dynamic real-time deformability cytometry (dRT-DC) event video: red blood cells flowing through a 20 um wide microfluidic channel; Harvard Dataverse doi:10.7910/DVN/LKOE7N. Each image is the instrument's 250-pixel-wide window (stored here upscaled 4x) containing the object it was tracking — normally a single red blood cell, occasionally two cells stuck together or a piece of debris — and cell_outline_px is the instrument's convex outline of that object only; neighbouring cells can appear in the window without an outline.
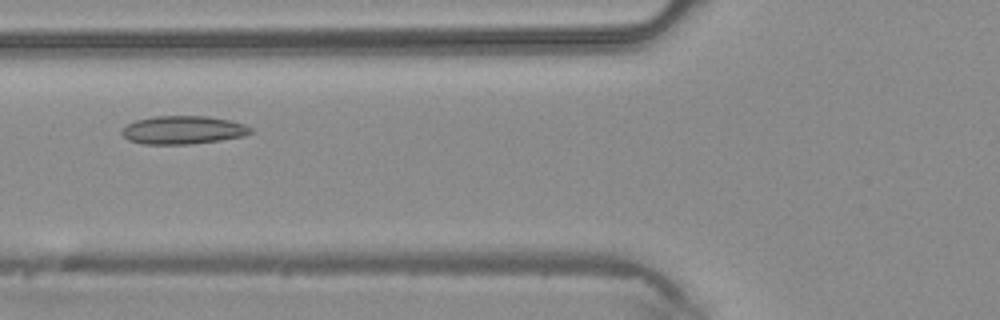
{"species": "common noctule bat (a hibernating species)", "species_latin": "Nyctalus noctula", "temperature_condition": "warm", "stored_images_in_passage": 33, "camera_frame_rate_fps": 3000, "um_per_image_px": 0.085, "animal": {"sex": "male", "body_mass_g": 20.4}, "frame": {"image": 1, "passage_image": 6, "time_ms": 1.667, "image_size_px": [1000, 320], "cell_outline_px": [[252, 132], [244, 136], [220, 140], [188, 144], [144, 144], [128, 140], [120, 132], [128, 124], [136, 120], [156, 116], [208, 116], [232, 120], [244, 124], [252, 128]], "centroid_in_image_um": [15.58, 11.04], "position_along_channel_um": 110.2, "area_um2": 21.15}}
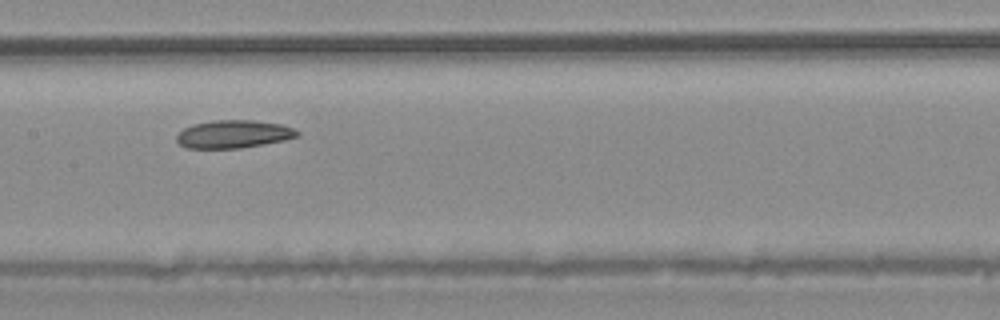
{"frame": {"image": 2, "passage_image": 11, "time_ms": 3.333, "image_size_px": [1000, 320], "cell_outline_px": [[300, 136], [284, 140], [240, 148], [184, 148], [176, 140], [176, 136], [184, 128], [192, 124], [212, 120], [252, 120], [280, 124], [292, 128], [300, 132]], "centroid_in_image_um": [19.83, 11.4], "position_along_channel_um": 187.6, "area_um2": 19.59}}
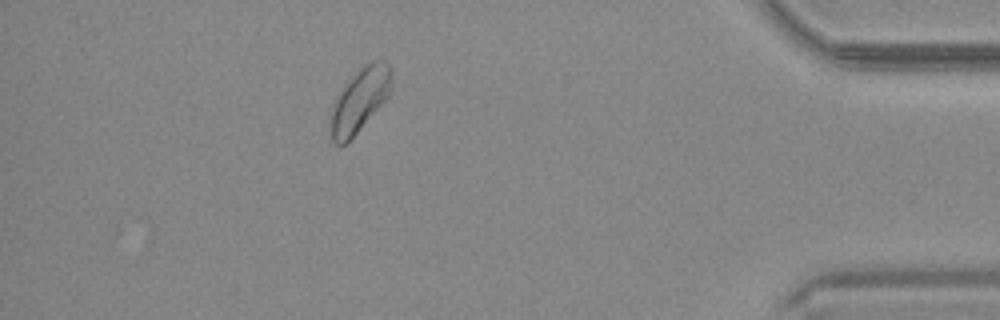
{"frame": {"image": 3, "passage_image": 28, "time_ms": 9.0, "image_size_px": [1000, 320], "cell_outline_px": [[392, 88], [388, 96], [356, 132], [344, 144], [336, 144], [332, 140], [332, 112], [336, 100], [344, 88], [356, 72], [364, 64], [372, 60], [384, 60], [392, 68]], "centroid_in_image_um": [30.65, 8.43], "position_along_channel_um": 404.5, "area_um2": 21.56}}